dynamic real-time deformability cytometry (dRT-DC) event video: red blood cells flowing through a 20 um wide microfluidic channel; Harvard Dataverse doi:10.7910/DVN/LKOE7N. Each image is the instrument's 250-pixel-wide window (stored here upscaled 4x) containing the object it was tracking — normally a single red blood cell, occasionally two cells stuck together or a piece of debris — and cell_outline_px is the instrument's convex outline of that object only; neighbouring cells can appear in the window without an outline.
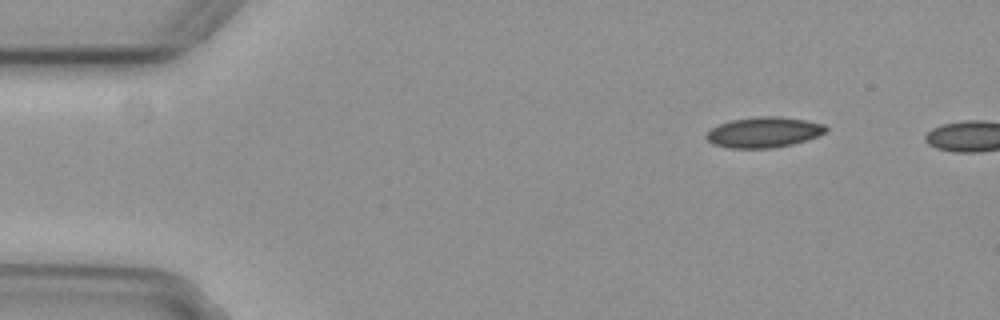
{"species": "common noctule bat (a hibernating species)", "species_latin": "Nyctalus noctula", "temperature_condition": "cold", "stored_images_in_passage": 3, "camera_frame_rate_fps": 3000, "um_per_image_px": 0.085, "animal": {"sex": "female", "body_mass_g": 29.2, "forearm_length_mm": 56.3}, "frame": {"image": 1, "passage_image": 2, "time_ms": 0.333, "image_size_px": [1000, 320], "cell_outline_px": [[828, 128], [824, 132], [808, 140], [792, 144], [772, 148], [728, 148], [712, 144], [704, 136], [712, 128], [720, 124], [732, 120], [756, 116], [772, 116], [804, 120], [824, 124]], "centroid_in_image_um": [64.9, 11.25], "position_along_channel_um": 20.1, "area_um2": 21.1}}